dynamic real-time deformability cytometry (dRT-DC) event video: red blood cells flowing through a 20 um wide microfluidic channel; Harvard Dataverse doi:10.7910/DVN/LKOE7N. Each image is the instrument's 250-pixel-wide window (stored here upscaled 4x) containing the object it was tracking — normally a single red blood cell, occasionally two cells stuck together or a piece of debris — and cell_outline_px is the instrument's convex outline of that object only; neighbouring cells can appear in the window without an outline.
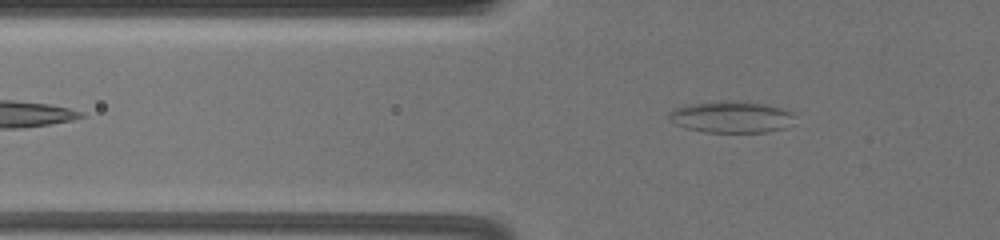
{"species": "common noctule bat (a hibernating species)", "species_latin": "Nyctalus noctula", "temperature_condition": "warm", "stored_images_in_passage": 56, "camera_frame_rate_fps": 3000, "um_per_image_px": 0.085, "animal": {"sex": "female", "body_mass_g": 19.5, "forearm_length_mm": 54.1}, "frame": {"image": 1, "passage_image": 16, "time_ms": 5.0, "image_size_px": [1000, 240], "cell_outline_px": [[792, 116], [784, 128], [768, 132], [704, 132], [688, 128], [676, 124], [668, 120], [668, 116], [676, 108], [692, 104], [732, 100], [748, 100], [780, 108], [792, 112]], "centroid_in_image_um": [62.14, 9.94], "position_along_channel_um": 63.7, "area_um2": 22.77}}
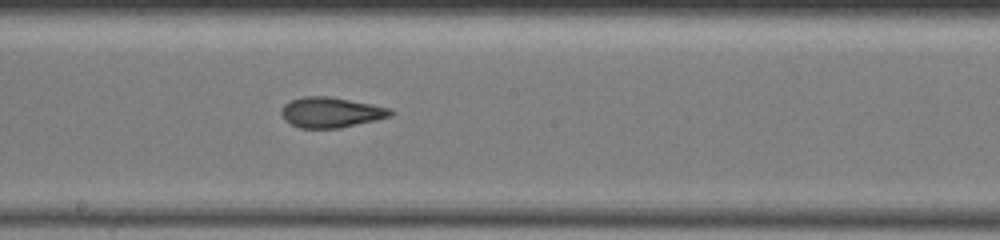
{"frame": {"image": 2, "passage_image": 31, "time_ms": 10.0, "image_size_px": [1000, 240], "cell_outline_px": [[392, 116], [376, 120], [340, 128], [300, 128], [284, 120], [280, 112], [284, 104], [292, 100], [304, 96], [328, 96], [388, 108], [392, 112]], "centroid_in_image_um": [28.08, 9.56], "position_along_channel_um": 220.1, "area_um2": 19.02}}
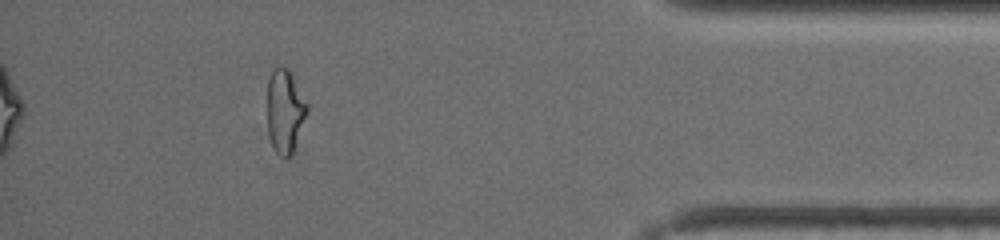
{"frame": {"image": 3, "passage_image": 51, "time_ms": 16.667, "image_size_px": [1000, 240], "cell_outline_px": [[308, 112], [292, 152], [288, 156], [284, 156], [276, 152], [272, 144], [268, 132], [268, 80], [272, 68], [288, 68], [308, 104]], "centroid_in_image_um": [24.22, 9.41], "position_along_channel_um": 411.0, "area_um2": 18.96}, "authors_computed_cell_mechanics": {"area_um2": 19.7098, "velocity_mm_per_s": 3.3854, "shape_relaxation_time_tau1_ms": null, "shape_relaxation_time_tau2_ms": 1.4623, "deformation_change_tau1": null, "deformation_change_tau2": 0.0788}}